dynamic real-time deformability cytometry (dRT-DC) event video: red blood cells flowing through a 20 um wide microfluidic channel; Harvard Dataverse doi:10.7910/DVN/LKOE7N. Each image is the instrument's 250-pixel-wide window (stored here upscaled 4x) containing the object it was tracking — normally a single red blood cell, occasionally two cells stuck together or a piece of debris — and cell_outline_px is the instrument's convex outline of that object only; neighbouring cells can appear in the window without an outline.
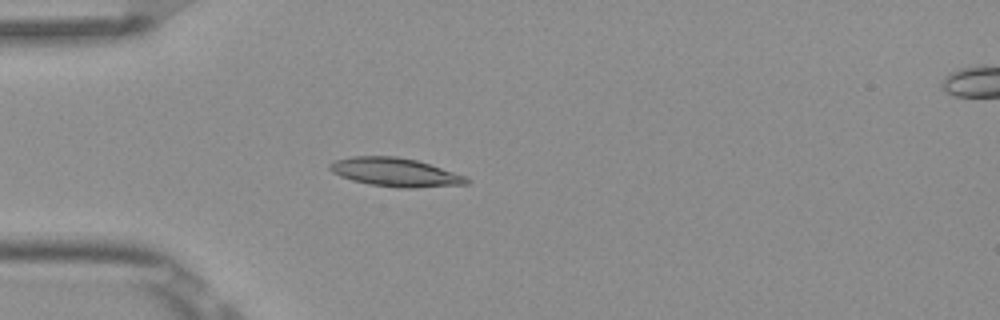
{"species": "Egyptian fruit bat (a non-hibernating species)", "species_latin": "Rousettus aegyptiacus", "temperature_condition": "room temperature", "stored_images_in_passage": 4, "camera_frame_rate_fps": 3000, "um_per_image_px": 0.085, "frame": {"image": 1, "passage_image": 4, "time_ms": 1.0, "image_size_px": [1000, 320], "cell_outline_px": [[468, 184], [412, 188], [396, 188], [368, 184], [352, 180], [340, 176], [332, 172], [328, 168], [328, 164], [336, 160], [352, 156], [396, 156], [416, 160], [468, 176]], "centroid_in_image_um": [33.58, 14.64], "position_along_channel_um": 51.4, "area_um2": 22.89}}